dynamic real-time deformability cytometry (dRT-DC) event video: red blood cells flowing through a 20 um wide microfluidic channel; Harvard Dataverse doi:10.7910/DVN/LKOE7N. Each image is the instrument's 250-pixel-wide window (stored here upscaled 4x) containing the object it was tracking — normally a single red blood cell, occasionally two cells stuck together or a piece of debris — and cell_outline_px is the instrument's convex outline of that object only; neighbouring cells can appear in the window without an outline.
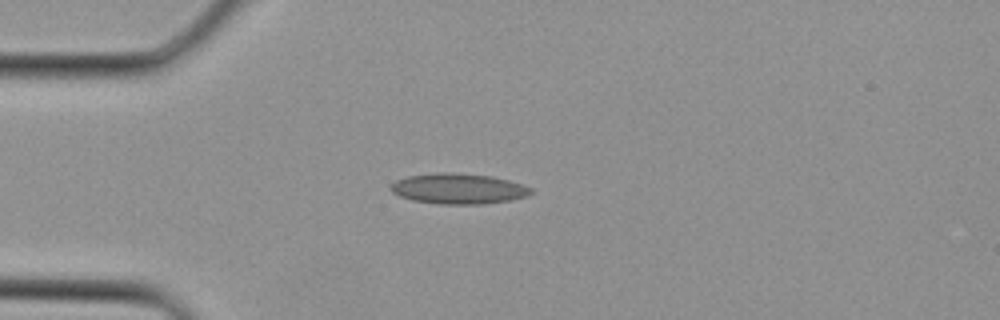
{"species": "Egyptian fruit bat (a non-hibernating species)", "species_latin": "Rousettus aegyptiacus", "temperature_condition": "cold", "stored_images_in_passage": 1, "camera_frame_rate_fps": 3000, "um_per_image_px": 0.085, "animal": {"sex": "female"}, "frame": {"image": 1, "passage_image": 1, "time_ms": 0.0, "image_size_px": [1000, 320], "cell_outline_px": [[532, 192], [528, 196], [508, 200], [484, 204], [440, 204], [412, 200], [400, 196], [392, 192], [388, 188], [396, 180], [408, 176], [440, 172], [448, 172], [492, 176], [508, 180], [532, 188]], "centroid_in_image_um": [38.94, 16.04], "position_along_channel_um": 46.1, "area_um2": 24.8}}